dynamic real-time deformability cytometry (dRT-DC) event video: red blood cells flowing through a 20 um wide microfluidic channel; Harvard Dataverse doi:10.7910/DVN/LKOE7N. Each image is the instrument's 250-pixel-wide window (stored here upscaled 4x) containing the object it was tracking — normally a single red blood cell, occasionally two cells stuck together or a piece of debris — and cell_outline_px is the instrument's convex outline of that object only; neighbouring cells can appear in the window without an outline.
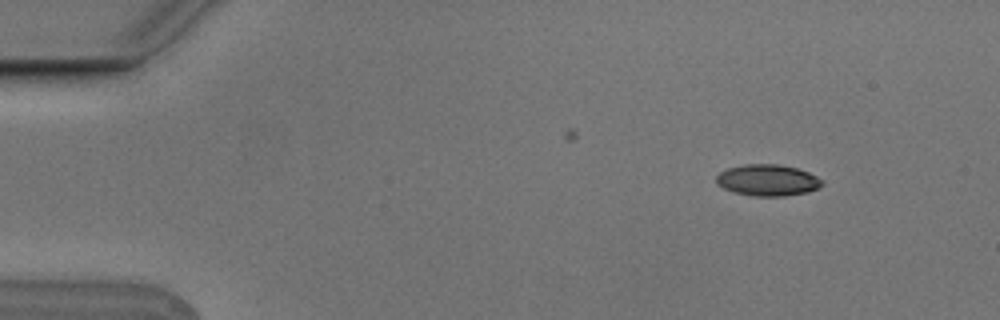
{"species": "Egyptian fruit bat (a non-hibernating species)", "species_latin": "Rousettus aegyptiacus", "temperature_condition": "cold", "stored_images_in_passage": 4, "camera_frame_rate_fps": 3000, "um_per_image_px": 0.085, "animal": {"sex": "male"}, "frame": {"image": 1, "passage_image": 1, "time_ms": 0.0, "image_size_px": [1000, 320], "cell_outline_px": [[824, 184], [808, 192], [784, 196], [756, 196], [736, 192], [724, 188], [716, 184], [716, 176], [720, 172], [728, 168], [744, 164], [780, 164], [796, 168], [808, 172], [824, 180]], "centroid_in_image_um": [65.26, 15.31], "position_along_channel_um": 19.7, "area_um2": 19.31}}